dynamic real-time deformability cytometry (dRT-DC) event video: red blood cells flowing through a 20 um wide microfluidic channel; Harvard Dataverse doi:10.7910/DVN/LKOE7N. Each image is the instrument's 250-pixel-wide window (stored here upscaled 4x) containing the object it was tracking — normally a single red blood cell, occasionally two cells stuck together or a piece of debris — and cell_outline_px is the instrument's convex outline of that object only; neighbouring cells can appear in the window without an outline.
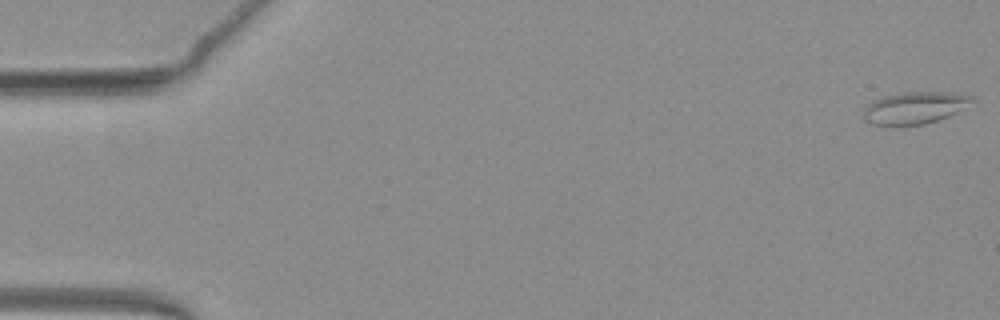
{"species": "common noctule bat (a hibernating species)", "species_latin": "Nyctalus noctula", "temperature_condition": "warm", "stored_images_in_passage": 13, "camera_frame_rate_fps": 3000, "um_per_image_px": 0.085, "animal": {"sex": "female", "body_mass_g": 19.3, "forearm_length_mm": 54.1}, "frame": {"image": 1, "passage_image": 1, "time_ms": 0.0, "image_size_px": [1000, 320], "cell_outline_px": [[976, 100], [956, 112], [948, 116], [924, 124], [872, 124], [864, 120], [860, 116], [864, 108], [868, 104], [884, 96], [904, 92], [964, 92], [972, 96]], "centroid_in_image_um": [77.77, 9.13], "position_along_channel_um": 7.2, "area_um2": 20.17}}